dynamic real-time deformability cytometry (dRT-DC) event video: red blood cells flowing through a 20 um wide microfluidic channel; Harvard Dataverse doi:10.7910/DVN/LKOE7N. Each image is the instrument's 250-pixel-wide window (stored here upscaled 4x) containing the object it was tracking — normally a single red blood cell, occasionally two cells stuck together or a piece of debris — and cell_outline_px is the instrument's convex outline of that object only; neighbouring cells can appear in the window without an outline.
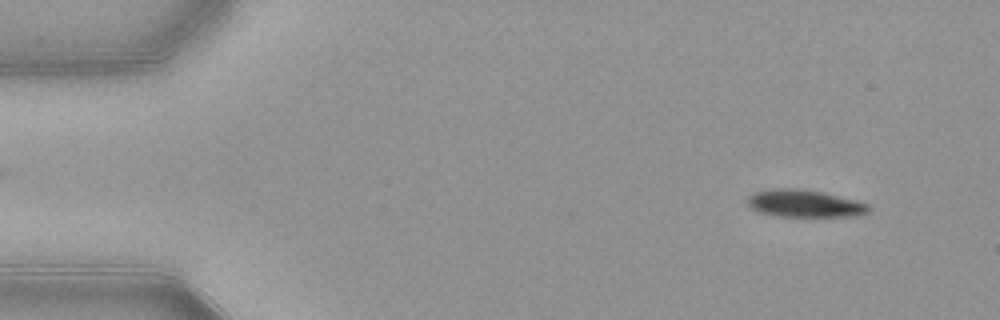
{"species": "common noctule bat (a hibernating species)", "species_latin": "Nyctalus noctula", "temperature_condition": "warm", "stored_images_in_passage": 52, "camera_frame_rate_fps": 3000, "um_per_image_px": 0.085, "animal": {"sex": "female", "body_mass_g": 21.9}, "frame": {"image": 1, "passage_image": 4, "time_ms": 1.0, "image_size_px": [1000, 320], "cell_outline_px": [[872, 208], [868, 212], [860, 216], [780, 216], [760, 212], [752, 208], [748, 204], [748, 196], [752, 192], [776, 188], [796, 188], [824, 192], [856, 200], [868, 204]], "centroid_in_image_um": [68.42, 17.29], "position_along_channel_um": 16.6, "area_um2": 19.36}}
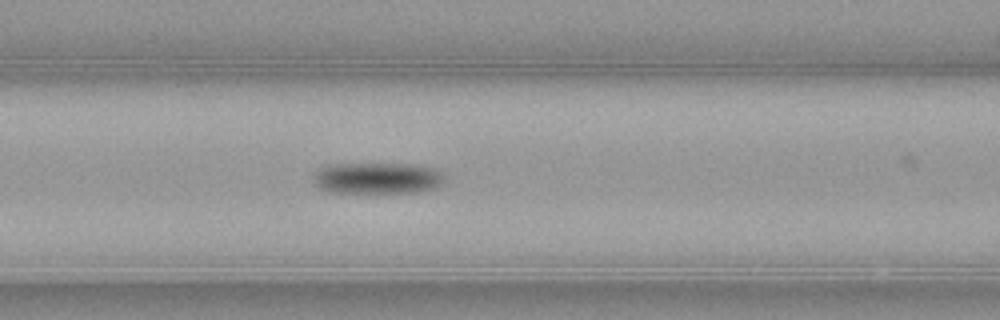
{"frame": {"image": 2, "passage_image": 21, "time_ms": 6.667, "image_size_px": [1000, 320], "cell_outline_px": [[444, 180], [436, 188], [420, 192], [328, 192], [320, 188], [312, 180], [316, 172], [320, 168], [336, 164], [420, 164], [436, 168], [444, 172]], "centroid_in_image_um": [32.15, 15.13], "position_along_channel_um": 134.5, "area_um2": 24.1}}
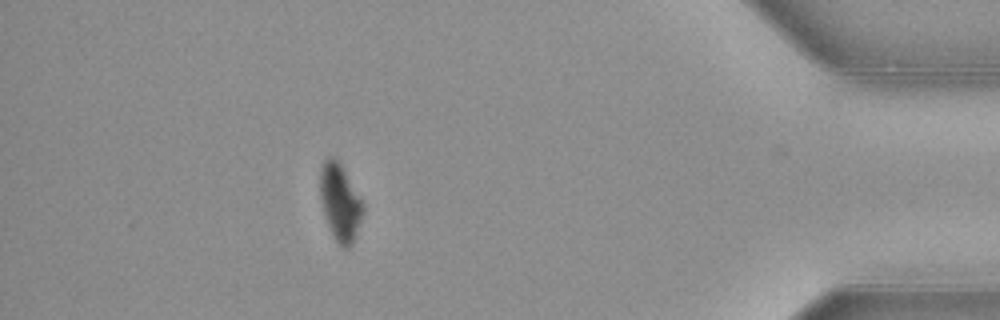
{"frame": {"image": 3, "passage_image": 46, "time_ms": 15.0, "image_size_px": [1000, 320], "cell_outline_px": [[364, 212], [352, 244], [348, 248], [344, 248], [336, 240], [328, 224], [320, 200], [320, 168], [324, 160], [328, 156], [332, 156], [340, 160], [364, 204]], "centroid_in_image_um": [28.91, 17.12], "position_along_channel_um": 406.3, "area_um2": 19.31}, "authors_computed_cell_mechanics": {"area_um2": 21.8773, "velocity_mm_per_s": 3.8869, "shape_relaxation_time_tau1_ms": 2.3414, "shape_relaxation_time_tau2_ms": null, "deformation_change_tau1": 0.1165, "deformation_change_tau2": null}}